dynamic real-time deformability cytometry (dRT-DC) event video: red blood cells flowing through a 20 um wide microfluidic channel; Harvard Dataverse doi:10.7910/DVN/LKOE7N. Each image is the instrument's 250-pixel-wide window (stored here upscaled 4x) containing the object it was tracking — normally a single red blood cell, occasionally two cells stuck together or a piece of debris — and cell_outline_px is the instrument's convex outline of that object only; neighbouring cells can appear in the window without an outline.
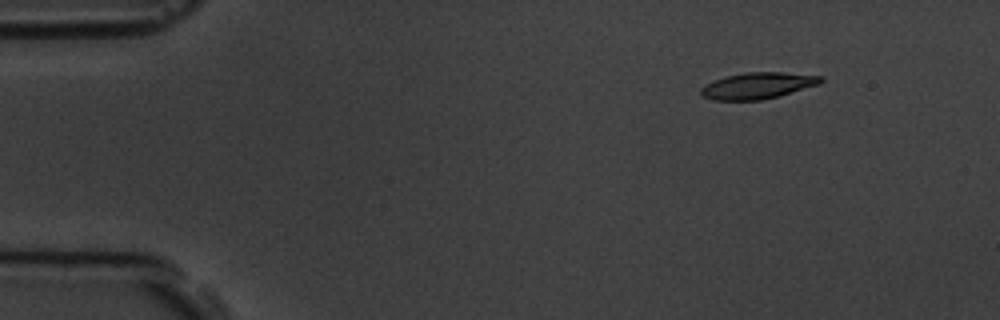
{"species": "common noctule bat (a hibernating species)", "species_latin": "Nyctalus noctula", "temperature_condition": "room temperature", "stored_images_in_passage": 6, "camera_frame_rate_fps": 3000, "um_per_image_px": 0.085, "animal": {"sex": "male", "body_mass_g": 19.5, "forearm_length_mm": 54.6}, "frame": {"image": 1, "passage_image": 2, "time_ms": 1.333, "image_size_px": [1000, 320], "cell_outline_px": [[824, 80], [820, 84], [780, 96], [760, 100], [712, 100], [704, 96], [700, 92], [700, 88], [716, 80], [728, 76], [744, 72], [780, 72], [824, 76]], "centroid_in_image_um": [64.47, 7.28], "position_along_channel_um": 20.5, "area_um2": 18.32}}
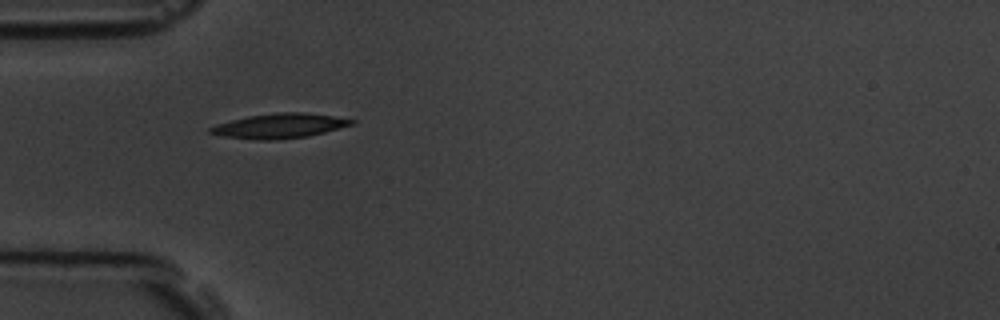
{"frame": {"image": 2, "passage_image": 5, "time_ms": 4.667, "image_size_px": [1000, 320], "cell_outline_px": [[356, 124], [308, 136], [272, 140], [256, 140], [220, 136], [208, 132], [208, 128], [216, 124], [248, 116], [276, 112], [304, 112], [332, 116], [356, 120]], "centroid_in_image_um": [23.75, 10.7], "position_along_channel_um": 61.3, "area_um2": 20.4}}
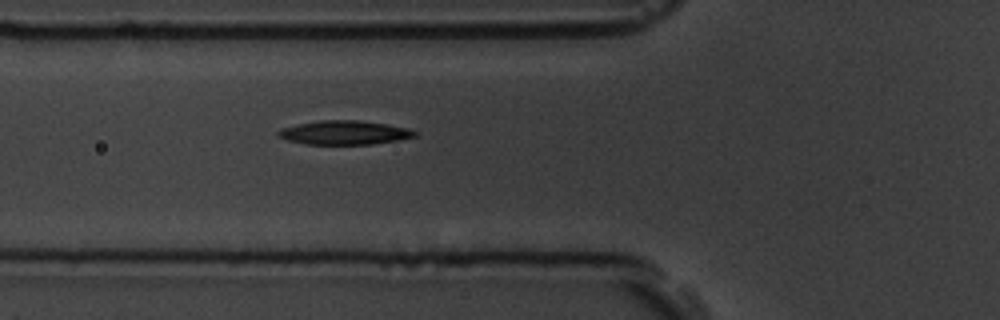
{"frame": {"image": 3, "passage_image": 6, "time_ms": 5.667, "image_size_px": [1000, 320], "cell_outline_px": [[420, 132], [416, 136], [396, 140], [372, 144], [304, 144], [288, 140], [276, 136], [276, 132], [280, 128], [320, 120], [360, 120], [388, 124], [408, 128]], "centroid_in_image_um": [29.27, 11.27], "position_along_channel_um": 96.5, "area_um2": 19.13}}